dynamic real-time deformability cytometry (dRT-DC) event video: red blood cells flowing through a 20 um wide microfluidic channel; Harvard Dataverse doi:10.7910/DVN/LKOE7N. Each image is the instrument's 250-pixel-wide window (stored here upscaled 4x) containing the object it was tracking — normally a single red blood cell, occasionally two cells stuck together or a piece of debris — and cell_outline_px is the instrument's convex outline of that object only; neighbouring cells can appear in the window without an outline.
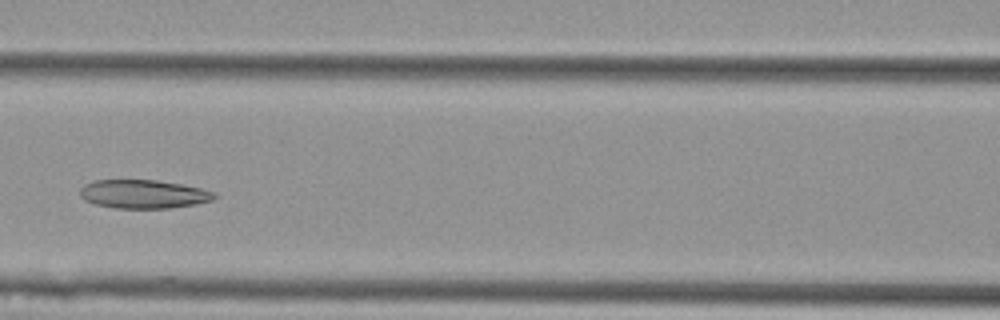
{"species": "Egyptian fruit bat (a non-hibernating species)", "species_latin": "Rousettus aegyptiacus", "temperature_condition": "cold", "stored_images_in_passage": 8, "camera_frame_rate_fps": 3000, "um_per_image_px": 0.085, "animal": {"sex": "female"}, "frame": {"image": 1, "passage_image": 6, "time_ms": 1.667, "image_size_px": [1000, 320], "cell_outline_px": [[216, 196], [212, 200], [196, 204], [168, 208], [116, 208], [96, 204], [84, 200], [80, 196], [80, 188], [84, 184], [96, 180], [156, 180], [180, 184], [200, 188], [216, 192]], "centroid_in_image_um": [12.18, 16.49], "position_along_channel_um": 154.4, "area_um2": 22.31}}
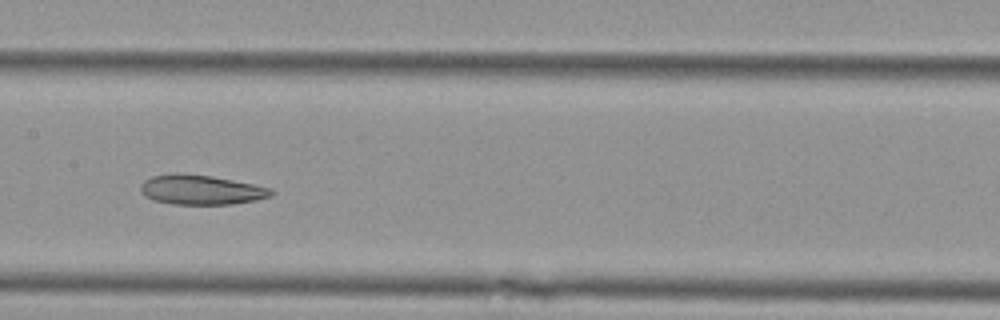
{"frame": {"image": 2, "passage_image": 7, "time_ms": 2.0, "image_size_px": [1000, 320], "cell_outline_px": [[276, 192], [272, 196], [256, 200], [232, 204], [172, 204], [152, 200], [144, 196], [140, 192], [140, 184], [144, 180], [152, 176], [176, 172], [180, 172], [212, 176], [272, 188]], "centroid_in_image_um": [17.06, 16.13], "position_along_channel_um": 190.3, "area_um2": 22.89}}
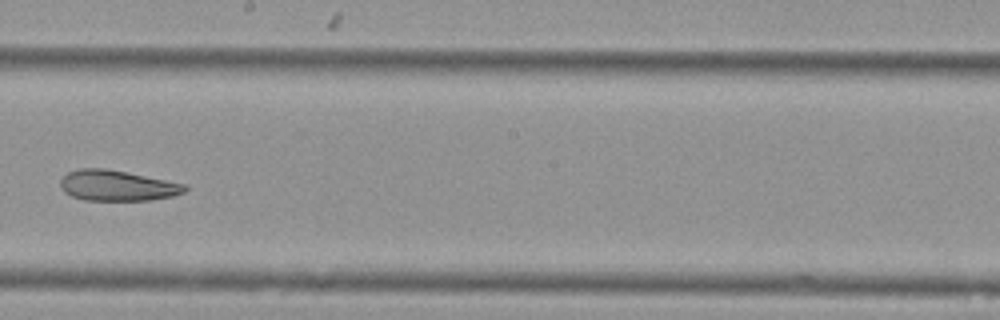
{"frame": {"image": 3, "passage_image": 8, "time_ms": 2.333, "image_size_px": [1000, 320], "cell_outline_px": [[188, 188], [184, 192], [172, 196], [152, 200], [84, 200], [72, 196], [64, 192], [60, 188], [60, 180], [68, 172], [80, 168], [104, 168], [188, 184]], "centroid_in_image_um": [9.96, 15.78], "position_along_channel_um": 238.2, "area_um2": 22.2}}